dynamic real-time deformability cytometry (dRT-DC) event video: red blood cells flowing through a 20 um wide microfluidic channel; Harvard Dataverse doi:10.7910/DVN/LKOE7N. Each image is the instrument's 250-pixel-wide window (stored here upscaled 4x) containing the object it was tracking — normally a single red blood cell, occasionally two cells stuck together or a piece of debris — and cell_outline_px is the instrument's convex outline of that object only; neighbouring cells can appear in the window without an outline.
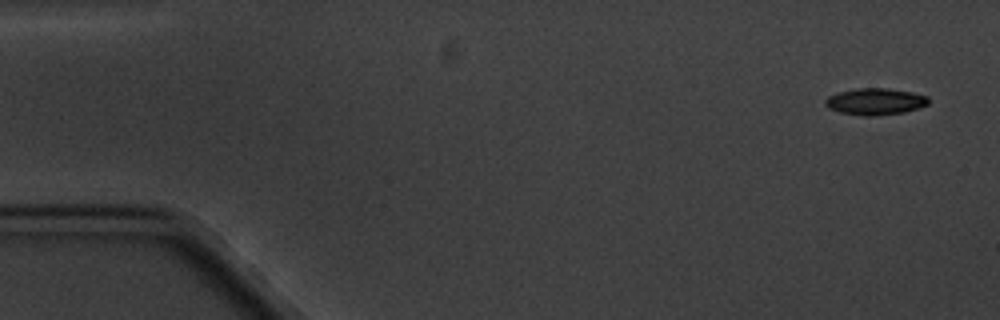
{"species": "common noctule bat (a hibernating species)", "species_latin": "Nyctalus noctula", "temperature_condition": "cold", "stored_images_in_passage": 4, "camera_frame_rate_fps": 3000, "um_per_image_px": 0.085, "animal": {"sex": "male", "body_mass_g": 20.1, "forearm_length_mm": 53.5}, "frame": {"image": 1, "passage_image": 1, "time_ms": 0.0, "image_size_px": [1000, 320], "cell_outline_px": [[928, 104], [904, 112], [872, 116], [864, 116], [840, 112], [828, 108], [824, 104], [824, 100], [828, 96], [840, 92], [856, 88], [888, 88], [912, 92], [928, 96]], "centroid_in_image_um": [74.37, 8.62], "position_along_channel_um": 10.6, "area_um2": 15.95}}
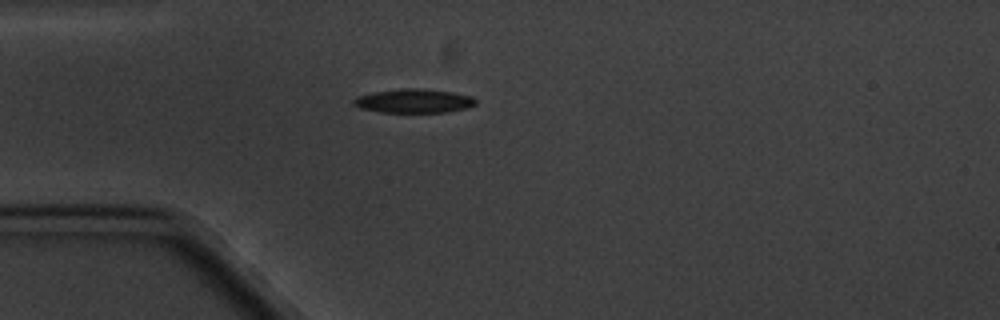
{"frame": {"image": 2, "passage_image": 4, "time_ms": 4.333, "image_size_px": [1000, 320], "cell_outline_px": [[476, 104], [464, 108], [444, 112], [380, 112], [360, 108], [352, 104], [352, 100], [356, 96], [372, 92], [400, 88], [420, 88], [452, 92], [472, 96], [476, 100]], "centroid_in_image_um": [35.12, 8.57], "position_along_channel_um": 49.9, "area_um2": 17.05}}